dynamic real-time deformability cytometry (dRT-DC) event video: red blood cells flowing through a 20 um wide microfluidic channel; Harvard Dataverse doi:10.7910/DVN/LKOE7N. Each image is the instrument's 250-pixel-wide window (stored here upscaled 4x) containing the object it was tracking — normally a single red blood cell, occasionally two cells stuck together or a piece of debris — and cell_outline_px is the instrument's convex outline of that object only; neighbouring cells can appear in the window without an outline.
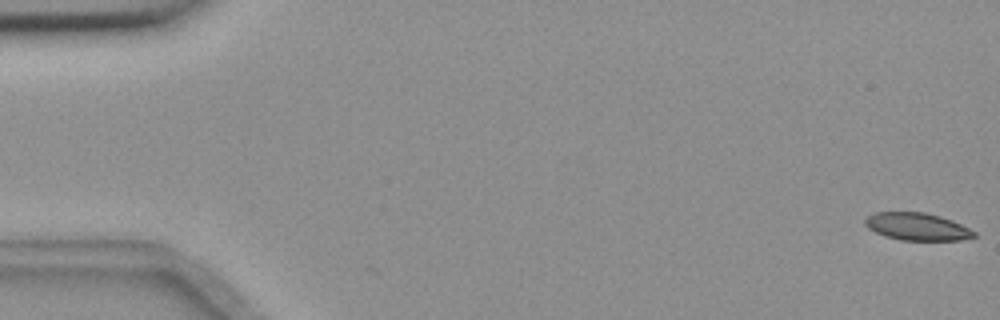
{"species": "common noctule bat (a hibernating species)", "species_latin": "Nyctalus noctula", "temperature_condition": "room temperature", "stored_images_in_passage": 7, "camera_frame_rate_fps": 3000, "um_per_image_px": 0.085, "animal": {"sex": "female", "body_mass_g": 18.4}, "frame": {"image": 1, "passage_image": 1, "time_ms": 0.0, "image_size_px": [1000, 320], "cell_outline_px": [[976, 236], [960, 240], [900, 240], [884, 236], [868, 228], [864, 224], [864, 220], [868, 216], [876, 212], [924, 212], [940, 216], [952, 220], [976, 232]], "centroid_in_image_um": [77.94, 19.26], "position_along_channel_um": 7.1, "area_um2": 17.4}}
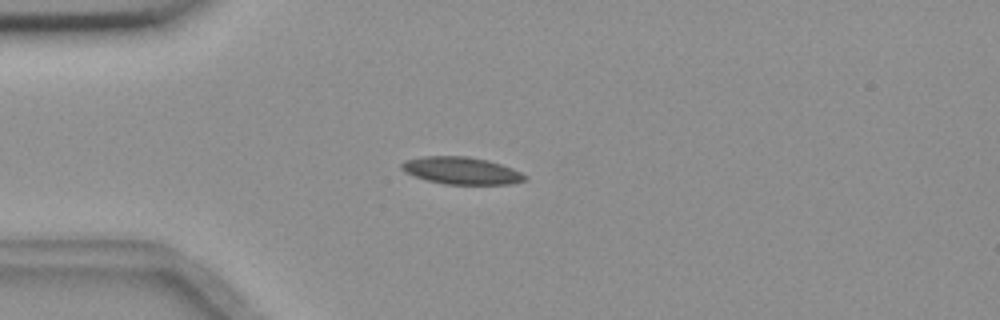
{"frame": {"image": 2, "passage_image": 5, "time_ms": 1.333, "image_size_px": [1000, 320], "cell_outline_px": [[528, 176], [524, 180], [508, 184], [444, 184], [428, 180], [404, 172], [400, 168], [400, 164], [404, 160], [424, 156], [468, 156], [488, 160], [512, 168]], "centroid_in_image_um": [39.19, 14.49], "position_along_channel_um": 45.8, "area_um2": 19.48}}